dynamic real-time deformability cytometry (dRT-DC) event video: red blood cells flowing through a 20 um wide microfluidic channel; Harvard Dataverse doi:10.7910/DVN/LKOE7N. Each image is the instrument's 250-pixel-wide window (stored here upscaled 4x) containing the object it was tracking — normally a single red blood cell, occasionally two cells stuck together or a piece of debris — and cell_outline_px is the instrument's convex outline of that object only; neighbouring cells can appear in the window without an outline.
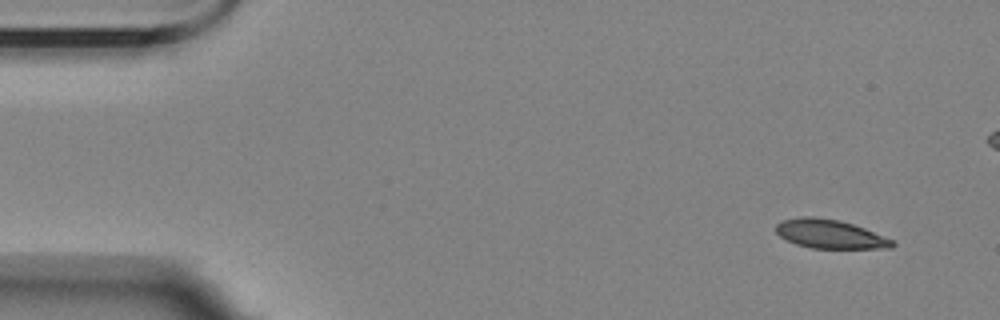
{"species": "Egyptian fruit bat (a non-hibernating species)", "species_latin": "Rousettus aegyptiacus", "temperature_condition": "room temperature", "stored_images_in_passage": 13, "camera_frame_rate_fps": 3000, "um_per_image_px": 0.085, "animal": {"sex": "female"}, "frame": {"image": 1, "passage_image": 1, "time_ms": 0.0, "image_size_px": [1000, 320], "cell_outline_px": [[896, 244], [892, 248], [812, 248], [796, 244], [780, 236], [776, 232], [776, 224], [780, 220], [804, 216], [812, 216], [836, 220], [852, 224], [864, 228], [892, 240]], "centroid_in_image_um": [70.51, 19.89], "position_along_channel_um": 14.5, "area_um2": 19.31}}
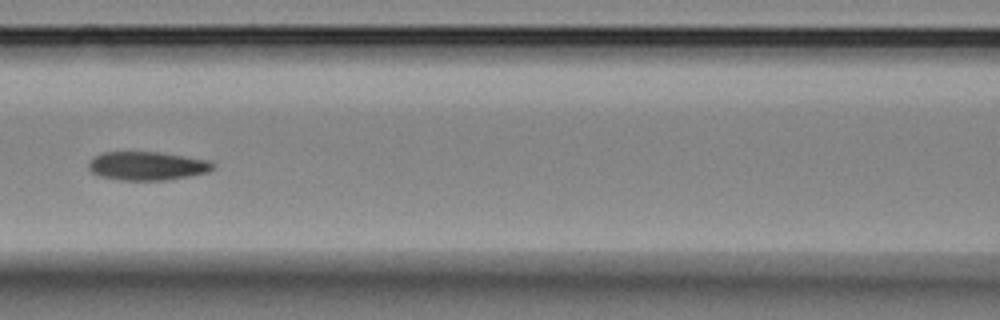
{"frame": {"image": 2, "passage_image": 6, "time_ms": 7.0, "image_size_px": [1000, 320], "cell_outline_px": [[216, 164], [208, 172], [168, 180], [120, 180], [100, 176], [92, 172], [88, 168], [88, 164], [96, 156], [104, 152], [160, 152], [212, 160]], "centroid_in_image_um": [12.56, 14.1], "position_along_channel_um": 154.0, "area_um2": 20.75}}
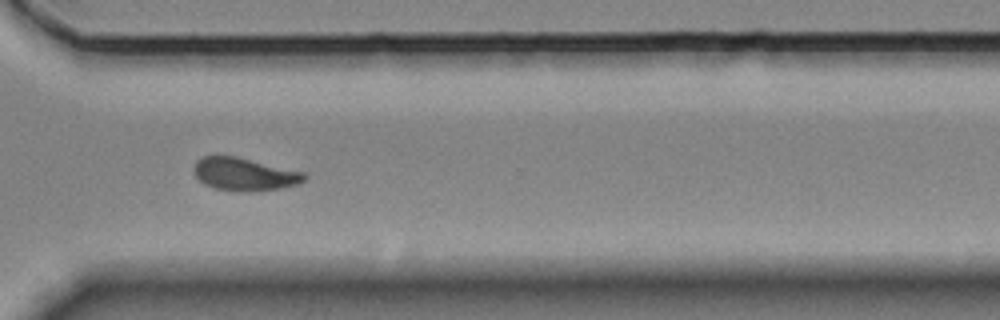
{"frame": {"image": 3, "passage_image": 11, "time_ms": 12.667, "image_size_px": [1000, 320], "cell_outline_px": [[308, 176], [300, 184], [280, 188], [248, 192], [240, 192], [216, 188], [204, 184], [196, 176], [192, 168], [196, 160], [204, 156], [236, 156], [304, 172]], "centroid_in_image_um": [20.78, 14.81], "position_along_channel_um": 349.8, "area_um2": 21.21}}